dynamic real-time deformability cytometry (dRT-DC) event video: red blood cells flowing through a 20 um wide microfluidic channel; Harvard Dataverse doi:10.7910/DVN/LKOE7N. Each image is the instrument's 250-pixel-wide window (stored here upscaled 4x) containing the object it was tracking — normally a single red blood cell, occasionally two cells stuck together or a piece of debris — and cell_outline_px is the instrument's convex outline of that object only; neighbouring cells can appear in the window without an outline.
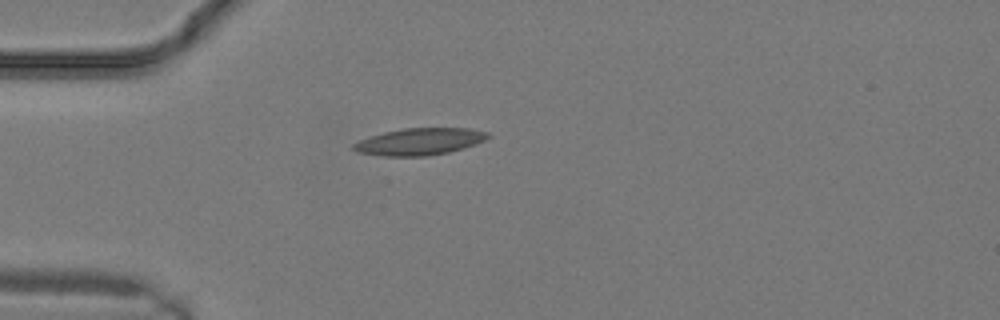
{"species": "common noctule bat (a hibernating species)", "species_latin": "Nyctalus noctula", "temperature_condition": "warm", "stored_images_in_passage": 8, "camera_frame_rate_fps": 3000, "um_per_image_px": 0.085, "animal": {"sex": "male", "body_mass_g": 19.2, "forearm_length_mm": 51.8}, "frame": {"image": 1, "passage_image": 1, "time_ms": 0.0, "image_size_px": [1000, 320], "cell_outline_px": [[492, 136], [476, 144], [464, 148], [448, 152], [424, 156], [384, 156], [356, 152], [352, 148], [352, 144], [360, 140], [384, 132], [404, 128], [468, 128], [488, 132]], "centroid_in_image_um": [35.68, 12.03], "position_along_channel_um": 49.3, "area_um2": 21.04}}
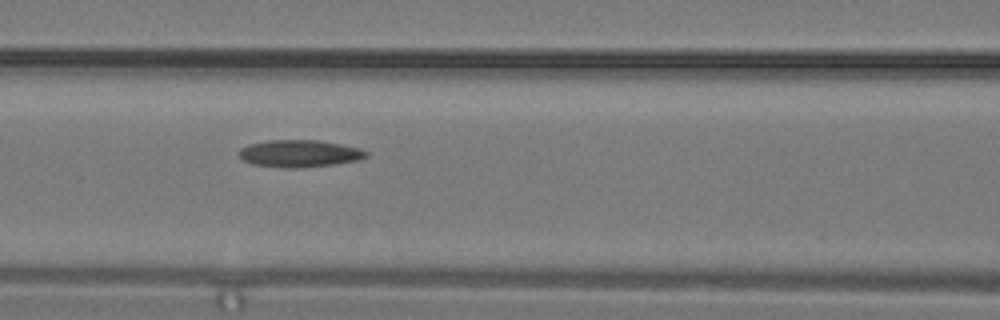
{"frame": {"image": 2, "passage_image": 5, "time_ms": 1.333, "image_size_px": [1000, 320], "cell_outline_px": [[368, 156], [356, 160], [336, 164], [300, 168], [284, 168], [252, 164], [244, 160], [236, 152], [240, 148], [252, 144], [268, 140], [316, 140], [340, 144], [360, 148], [368, 152]], "centroid_in_image_um": [25.45, 13.05], "position_along_channel_um": 141.2, "area_um2": 20.11}}
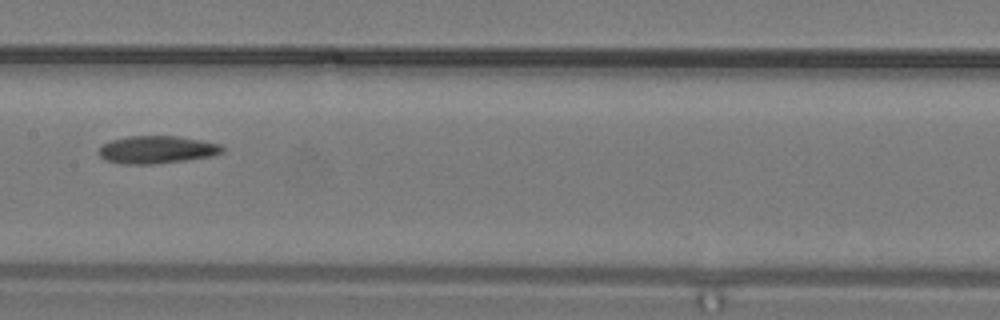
{"frame": {"image": 3, "passage_image": 7, "time_ms": 2.0, "image_size_px": [1000, 320], "cell_outline_px": [[224, 152], [212, 156], [188, 160], [156, 164], [120, 164], [104, 160], [100, 156], [100, 148], [104, 144], [112, 140], [128, 136], [176, 136], [200, 140], [220, 144], [224, 148]], "centroid_in_image_um": [13.35, 12.73], "position_along_channel_um": 194.0, "area_um2": 19.94}}